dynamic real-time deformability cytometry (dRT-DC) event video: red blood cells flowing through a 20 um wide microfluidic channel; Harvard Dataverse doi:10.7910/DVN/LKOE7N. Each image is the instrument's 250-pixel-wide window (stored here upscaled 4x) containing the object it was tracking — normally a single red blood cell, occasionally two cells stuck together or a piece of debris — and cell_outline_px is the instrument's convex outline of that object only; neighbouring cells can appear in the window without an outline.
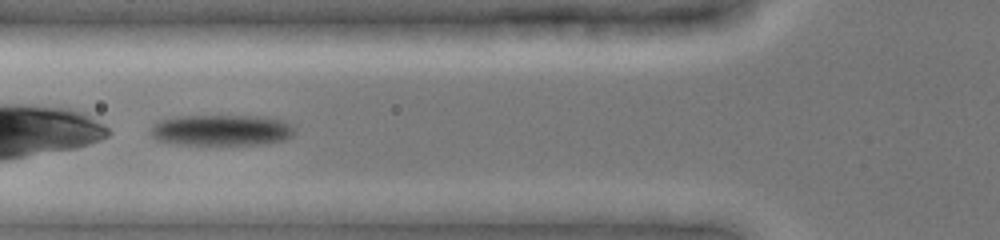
{"species": "common noctule bat (a hibernating species)", "species_latin": "Nyctalus noctula", "temperature_condition": "cold", "stored_images_in_passage": 8, "camera_frame_rate_fps": 3000, "um_per_image_px": 0.085, "animal": {"sex": "female", "body_mass_g": 19.0, "forearm_length_mm": 51.5}, "frame": {"image": 1, "passage_image": 4, "time_ms": 1.333, "image_size_px": [1000, 240], "cell_outline_px": [[296, 132], [292, 136], [284, 140], [268, 144], [180, 144], [156, 140], [152, 136], [152, 124], [156, 120], [176, 116], [264, 116], [284, 120], [292, 124], [296, 128]], "centroid_in_image_um": [18.88, 11.05], "position_along_channel_um": 106.9, "area_um2": 26.36}}